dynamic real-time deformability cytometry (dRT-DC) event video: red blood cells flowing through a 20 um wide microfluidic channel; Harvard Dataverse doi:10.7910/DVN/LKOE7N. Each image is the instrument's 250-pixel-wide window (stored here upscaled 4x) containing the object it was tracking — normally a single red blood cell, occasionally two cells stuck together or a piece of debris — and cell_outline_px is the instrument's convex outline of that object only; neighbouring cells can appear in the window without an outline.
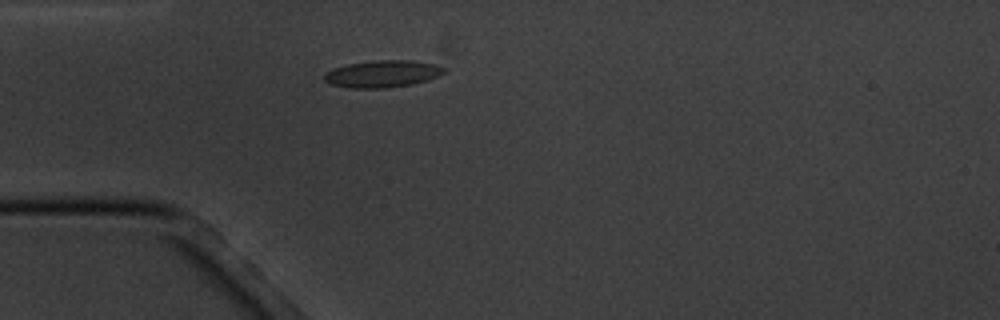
{"species": "common noctule bat (a hibernating species)", "species_latin": "Nyctalus noctula", "temperature_condition": "cold", "stored_images_in_passage": 1, "camera_frame_rate_fps": 3000, "um_per_image_px": 0.085, "animal": {"sex": "male", "body_mass_g": 20.1, "forearm_length_mm": 53.5}, "frame": {"image": 1, "passage_image": 1, "time_ms": 0.0, "image_size_px": [1000, 320], "cell_outline_px": [[448, 72], [428, 80], [412, 84], [384, 88], [348, 88], [332, 84], [324, 80], [324, 72], [332, 68], [348, 64], [376, 60], [412, 60], [436, 64], [448, 68]], "centroid_in_image_um": [32.55, 6.27], "position_along_channel_um": 52.4, "area_um2": 19.13}}